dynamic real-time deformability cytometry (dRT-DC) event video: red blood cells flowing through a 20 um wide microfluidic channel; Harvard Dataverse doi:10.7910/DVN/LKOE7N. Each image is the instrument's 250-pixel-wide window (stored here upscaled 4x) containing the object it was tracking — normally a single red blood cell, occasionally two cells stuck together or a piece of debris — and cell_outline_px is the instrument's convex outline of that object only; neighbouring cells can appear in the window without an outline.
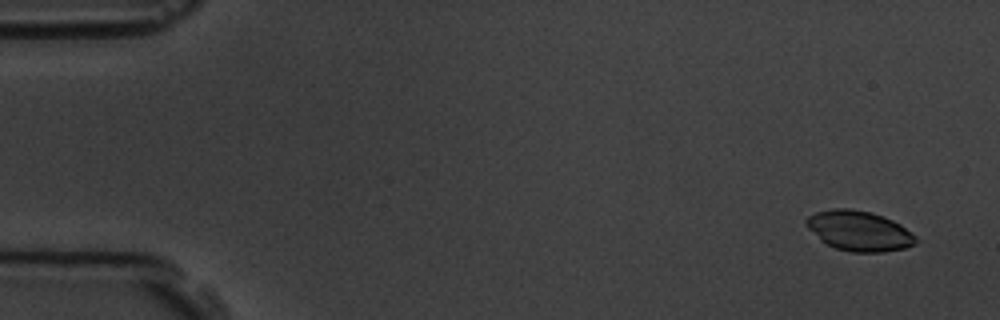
{"species": "common noctule bat (a hibernating species)", "species_latin": "Nyctalus noctula", "temperature_condition": "room temperature", "stored_images_in_passage": 4, "camera_frame_rate_fps": 3000, "um_per_image_px": 0.085, "animal": {"sex": "male", "body_mass_g": 19.5, "forearm_length_mm": 54.6}, "frame": {"image": 1, "passage_image": 1, "time_ms": 0.0, "image_size_px": [1000, 320], "cell_outline_px": [[916, 244], [904, 248], [884, 252], [852, 252], [836, 248], [820, 240], [804, 224], [804, 220], [808, 216], [816, 212], [832, 208], [848, 208], [872, 212], [884, 216], [900, 224], [912, 232], [916, 236]], "centroid_in_image_um": [73.02, 19.61], "position_along_channel_um": 12.0, "area_um2": 25.72}}
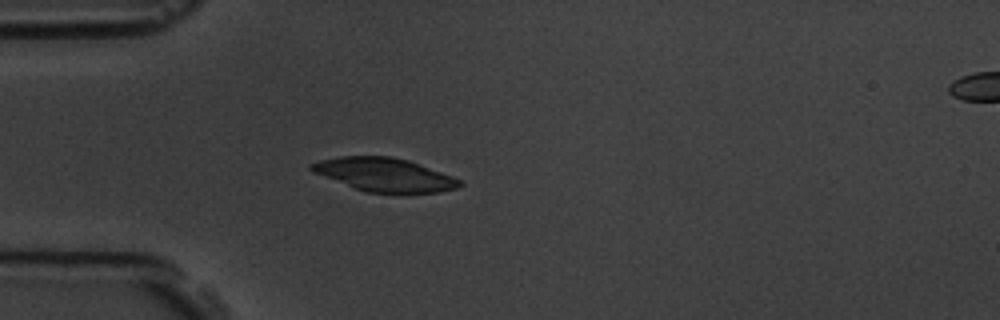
{"frame": {"image": 2, "passage_image": 4, "time_ms": 4.333, "image_size_px": [1000, 320], "cell_outline_px": [[464, 184], [456, 188], [440, 192], [408, 196], [364, 192], [352, 188], [312, 172], [308, 168], [308, 164], [320, 160], [340, 156], [392, 156], [408, 160], [452, 176], [460, 180]], "centroid_in_image_um": [32.68, 14.9], "position_along_channel_um": 52.3, "area_um2": 29.94}}